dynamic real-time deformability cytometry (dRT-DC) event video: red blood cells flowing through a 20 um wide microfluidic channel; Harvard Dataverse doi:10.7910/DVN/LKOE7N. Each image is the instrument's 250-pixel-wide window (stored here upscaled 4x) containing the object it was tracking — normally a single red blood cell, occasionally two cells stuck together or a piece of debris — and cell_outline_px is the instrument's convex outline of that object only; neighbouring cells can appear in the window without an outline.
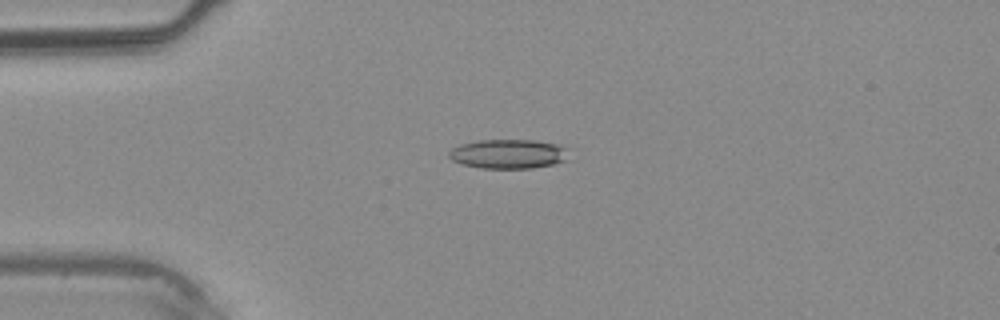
{"species": "common noctule bat (a hibernating species)", "species_latin": "Nyctalus noctula", "temperature_condition": "warm", "stored_images_in_passage": 1, "camera_frame_rate_fps": 3000, "um_per_image_px": 0.085, "animal": {"sex": "male", "body_mass_g": 20.4}, "frame": {"image": 1, "passage_image": 1, "time_ms": 0.0, "image_size_px": [1000, 320], "cell_outline_px": [[568, 152], [564, 160], [552, 164], [532, 168], [480, 168], [464, 164], [452, 160], [448, 156], [448, 152], [452, 148], [460, 144], [480, 140], [536, 140], [556, 144], [564, 148]], "centroid_in_image_um": [43.16, 13.08], "position_along_channel_um": 41.8, "area_um2": 20.23}}